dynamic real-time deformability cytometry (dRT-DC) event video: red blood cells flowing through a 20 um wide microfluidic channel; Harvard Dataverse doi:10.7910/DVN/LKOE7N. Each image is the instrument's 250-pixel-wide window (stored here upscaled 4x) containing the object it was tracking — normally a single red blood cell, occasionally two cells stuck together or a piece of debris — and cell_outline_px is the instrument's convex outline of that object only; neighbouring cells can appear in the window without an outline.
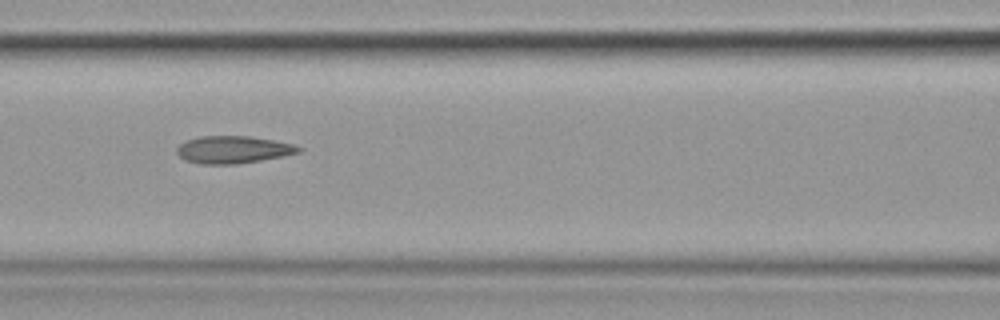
{"species": "common noctule bat (a hibernating species)", "species_latin": "Nyctalus noctula", "temperature_condition": "cold", "stored_images_in_passage": 8, "camera_frame_rate_fps": 3000, "um_per_image_px": 0.085, "animal": {"sex": "female", "body_mass_g": 19.9}, "frame": {"image": 1, "passage_image": 8, "time_ms": 8.333, "image_size_px": [1000, 320], "cell_outline_px": [[304, 148], [300, 152], [260, 160], [236, 164], [200, 164], [184, 160], [176, 152], [176, 148], [180, 144], [188, 140], [200, 136], [248, 136], [272, 140], [292, 144]], "centroid_in_image_um": [19.78, 12.72], "position_along_channel_um": 146.8, "area_um2": 19.25}}